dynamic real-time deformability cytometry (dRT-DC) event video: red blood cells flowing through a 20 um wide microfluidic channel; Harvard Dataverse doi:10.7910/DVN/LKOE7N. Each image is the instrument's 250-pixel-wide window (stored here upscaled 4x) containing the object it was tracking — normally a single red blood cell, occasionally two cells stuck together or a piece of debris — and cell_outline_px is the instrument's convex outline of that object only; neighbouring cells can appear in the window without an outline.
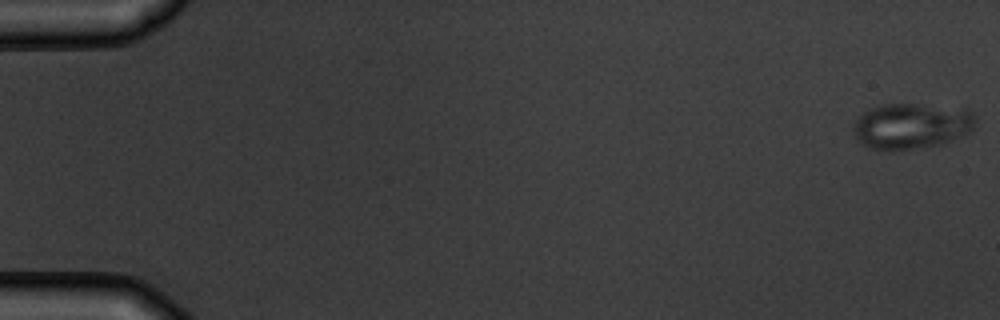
{"species": "common noctule bat (a hibernating species)", "species_latin": "Nyctalus noctula", "temperature_condition": "warm", "stored_images_in_passage": 6, "camera_frame_rate_fps": 3000, "um_per_image_px": 0.085, "animal": {"sex": "male", "body_mass_g": 19.5, "forearm_length_mm": 54.6}, "frame": {"image": 1, "passage_image": 1, "time_ms": 0.0, "image_size_px": [1000, 320], "cell_outline_px": [[976, 120], [972, 128], [968, 132], [940, 144], [912, 148], [872, 148], [856, 140], [852, 128], [856, 120], [868, 108], [884, 104], [916, 104], [968, 108], [972, 112]], "centroid_in_image_um": [77.47, 10.66], "position_along_channel_um": 7.5, "area_um2": 31.96}}